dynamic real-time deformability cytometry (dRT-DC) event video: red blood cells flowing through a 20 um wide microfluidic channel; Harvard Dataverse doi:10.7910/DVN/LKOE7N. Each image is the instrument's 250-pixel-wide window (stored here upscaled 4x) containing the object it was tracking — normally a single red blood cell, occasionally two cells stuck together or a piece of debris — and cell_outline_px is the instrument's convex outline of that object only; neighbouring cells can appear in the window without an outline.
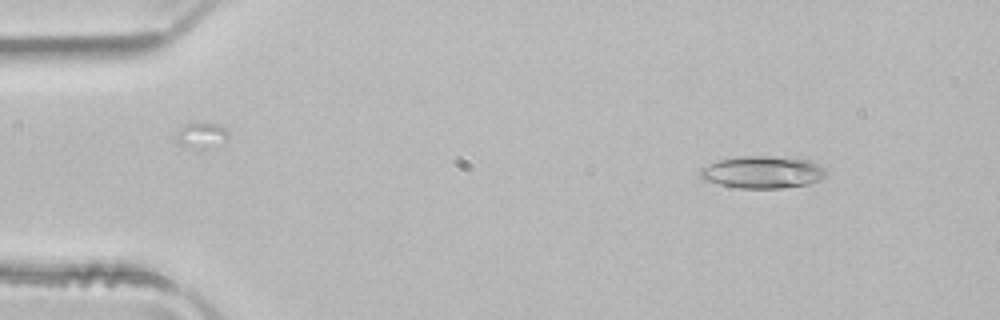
{"species": "common noctule bat (a hibernating species)", "species_latin": "Nyctalus noctula", "temperature_condition": "room temperature", "stored_images_in_passage": 4, "camera_frame_rate_fps": 3000, "um_per_image_px": 0.085, "animal": {"sex": "male", "body_mass_g": 21.5, "forearm_length_mm": 52.0}, "frame": {"image": 1, "passage_image": 1, "time_ms": 0.0, "image_size_px": [1000, 320], "cell_outline_px": [[828, 176], [820, 180], [808, 184], [780, 188], [740, 188], [720, 184], [704, 180], [700, 176], [700, 168], [716, 160], [740, 156], [772, 156], [808, 160], [824, 168], [828, 172]], "centroid_in_image_um": [64.82, 14.63], "position_along_channel_um": 20.2, "area_um2": 23.7}}